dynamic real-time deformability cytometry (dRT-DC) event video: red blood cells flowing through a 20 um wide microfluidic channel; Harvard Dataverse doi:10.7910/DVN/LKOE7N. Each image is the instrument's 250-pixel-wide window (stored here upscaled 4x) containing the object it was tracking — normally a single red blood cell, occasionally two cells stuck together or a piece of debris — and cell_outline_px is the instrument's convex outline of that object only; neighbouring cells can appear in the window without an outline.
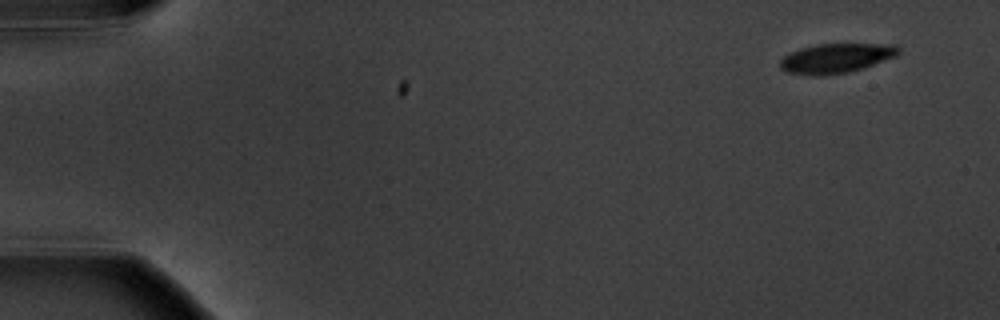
{"species": "common noctule bat (a hibernating species)", "species_latin": "Nyctalus noctula", "temperature_condition": "warm", "stored_images_in_passage": 5, "camera_frame_rate_fps": 3000, "um_per_image_px": 0.085, "animal": {"sex": "male", "body_mass_g": 20.1, "forearm_length_mm": 53.5}, "frame": {"image": 1, "passage_image": 1, "time_ms": 0.0, "image_size_px": [1000, 320], "cell_outline_px": [[900, 52], [896, 56], [864, 68], [848, 72], [820, 76], [812, 76], [784, 72], [780, 68], [780, 60], [784, 56], [800, 48], [816, 44], [896, 44], [900, 48]], "centroid_in_image_um": [71.06, 4.95], "position_along_channel_um": 13.9, "area_um2": 20.58}}
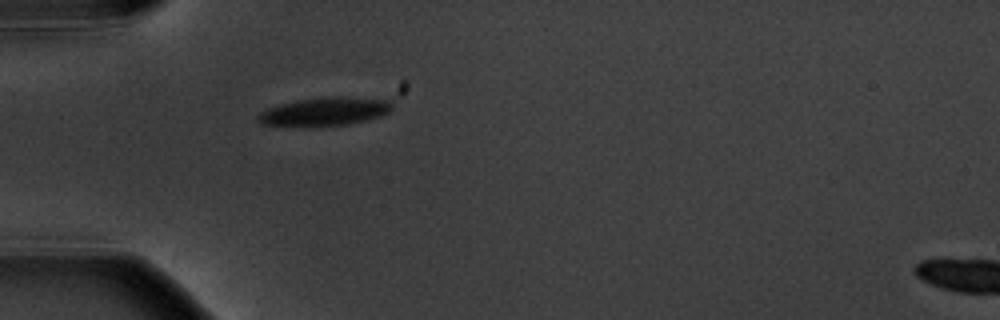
{"frame": {"image": 2, "passage_image": 5, "time_ms": 4.667, "image_size_px": [1000, 320], "cell_outline_px": [[392, 108], [388, 112], [380, 116], [348, 124], [316, 128], [304, 128], [260, 124], [256, 120], [256, 116], [260, 112], [268, 108], [280, 104], [300, 100], [336, 96], [340, 96], [392, 100]], "centroid_in_image_um": [27.54, 9.52], "position_along_channel_um": 57.5, "area_um2": 22.66}}